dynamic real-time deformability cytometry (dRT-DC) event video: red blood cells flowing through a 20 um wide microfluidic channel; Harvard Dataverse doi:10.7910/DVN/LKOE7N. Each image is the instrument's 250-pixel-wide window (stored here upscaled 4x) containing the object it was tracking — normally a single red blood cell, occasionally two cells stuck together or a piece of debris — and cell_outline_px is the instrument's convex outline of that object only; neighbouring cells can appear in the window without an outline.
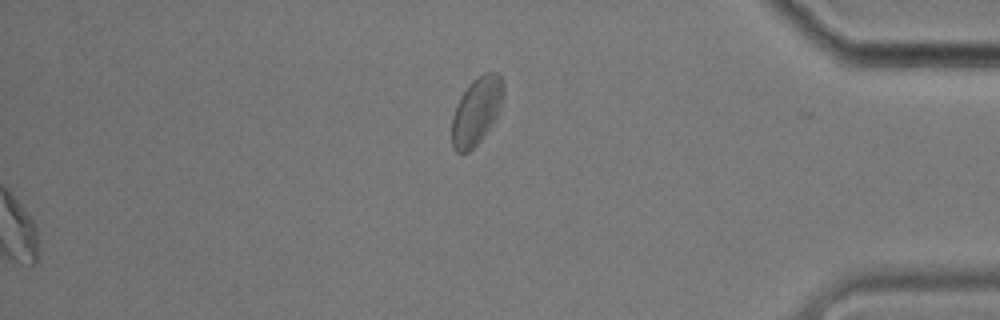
{"species": "common noctule bat (a hibernating species)", "species_latin": "Nyctalus noctula", "temperature_condition": "cold", "stored_images_in_passage": 40, "segment_of_instrument_passage": [2, 2], "camera_frame_rate_fps": 3000, "um_per_image_px": 0.085, "animal": {"sex": "male", "body_mass_g": 17.9}, "frame": {"image": 1, "passage_image": 40, "time_ms": 13.0, "image_size_px": [1000, 320], "cell_outline_px": [[504, 92], [500, 108], [492, 124], [480, 140], [468, 152], [456, 152], [452, 148], [452, 116], [456, 104], [460, 96], [472, 80], [484, 72], [496, 72], [500, 76], [504, 84]], "centroid_in_image_um": [40.49, 9.41], "position_along_channel_um": 394.7, "area_um2": 20.23}}